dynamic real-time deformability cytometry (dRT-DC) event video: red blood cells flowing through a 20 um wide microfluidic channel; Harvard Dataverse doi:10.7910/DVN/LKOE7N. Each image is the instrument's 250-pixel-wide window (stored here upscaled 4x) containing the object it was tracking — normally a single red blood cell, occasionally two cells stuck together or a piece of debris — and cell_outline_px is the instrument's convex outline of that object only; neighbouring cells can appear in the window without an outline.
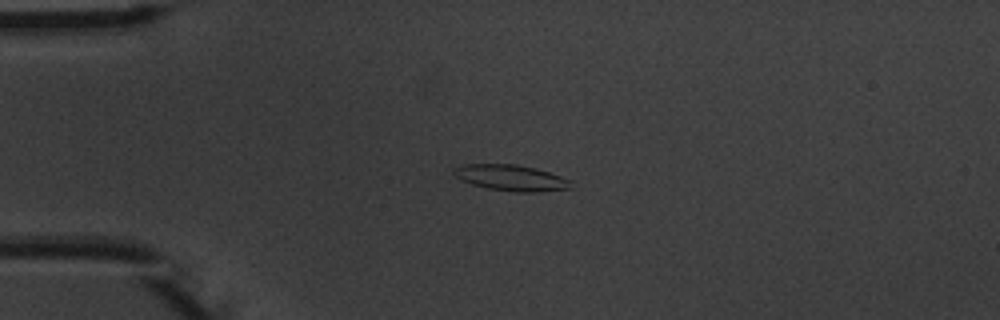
{"species": "common noctule bat (a hibernating species)", "species_latin": "Nyctalus noctula", "temperature_condition": "warm", "stored_images_in_passage": 3, "camera_frame_rate_fps": 3000, "um_per_image_px": 0.085, "animal": {"sex": "male", "body_mass_g": 20.1, "forearm_length_mm": 53.5}, "frame": {"image": 1, "passage_image": 3, "time_ms": 2.333, "image_size_px": [1000, 320], "cell_outline_px": [[572, 188], [540, 192], [516, 192], [488, 188], [472, 184], [460, 180], [452, 172], [456, 168], [464, 164], [516, 164], [536, 168], [572, 180]], "centroid_in_image_um": [43.48, 15.12], "position_along_channel_um": 41.5, "area_um2": 17.74}}